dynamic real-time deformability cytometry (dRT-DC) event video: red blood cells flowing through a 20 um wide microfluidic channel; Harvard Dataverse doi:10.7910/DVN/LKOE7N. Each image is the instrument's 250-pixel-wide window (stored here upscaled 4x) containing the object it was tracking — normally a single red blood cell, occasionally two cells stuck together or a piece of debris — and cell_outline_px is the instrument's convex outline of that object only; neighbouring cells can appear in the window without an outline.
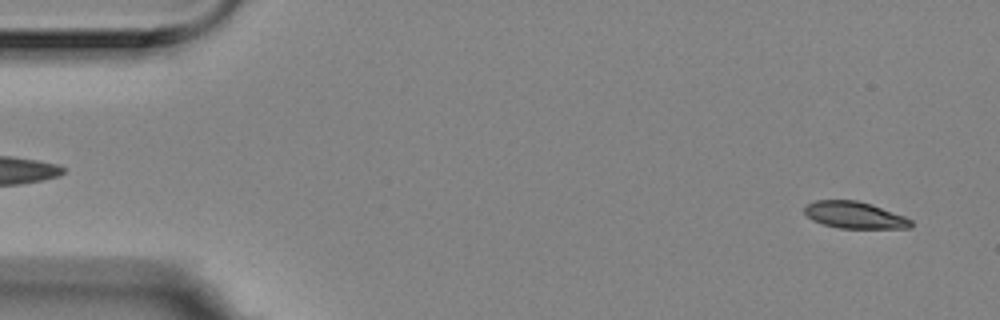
{"species": "Egyptian fruit bat (a non-hibernating species)", "species_latin": "Rousettus aegyptiacus", "temperature_condition": "room temperature", "stored_images_in_passage": 15, "camera_frame_rate_fps": 3000, "um_per_image_px": 0.085, "animal": {"sex": "female"}, "frame": {"image": 1, "passage_image": 3, "time_ms": 0.667, "image_size_px": [1000, 320], "cell_outline_px": [[912, 228], [840, 228], [824, 224], [812, 220], [804, 212], [804, 208], [808, 204], [816, 200], [856, 200], [872, 204], [904, 216], [912, 220]], "centroid_in_image_um": [72.65, 18.28], "position_along_channel_um": 12.3, "area_um2": 16.53}}
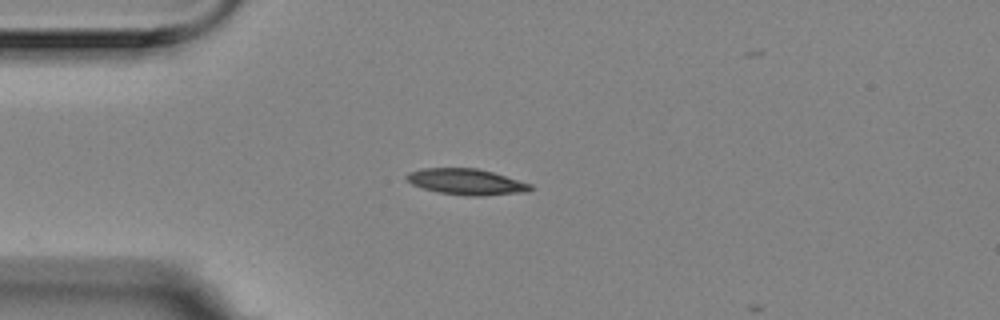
{"frame": {"image": 2, "passage_image": 14, "time_ms": 4.333, "image_size_px": [1000, 320], "cell_outline_px": [[532, 188], [528, 192], [480, 196], [468, 196], [440, 192], [424, 188], [412, 184], [404, 176], [408, 172], [420, 168], [476, 168], [492, 172], [532, 184]], "centroid_in_image_um": [39.64, 15.45], "position_along_channel_um": 45.4, "area_um2": 18.67}}